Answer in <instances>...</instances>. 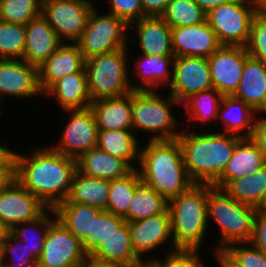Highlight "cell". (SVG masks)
<instances>
[{"instance_id":"91938a15","label":"cell","mask_w":266,"mask_h":267,"mask_svg":"<svg viewBox=\"0 0 266 267\" xmlns=\"http://www.w3.org/2000/svg\"><path fill=\"white\" fill-rule=\"evenodd\" d=\"M9 149V146H7L5 143H0V157Z\"/></svg>"},{"instance_id":"4316f807","label":"cell","mask_w":266,"mask_h":267,"mask_svg":"<svg viewBox=\"0 0 266 267\" xmlns=\"http://www.w3.org/2000/svg\"><path fill=\"white\" fill-rule=\"evenodd\" d=\"M264 165V156L258 144L252 138H242L237 143L223 174L213 186L222 188L228 181L251 175Z\"/></svg>"},{"instance_id":"f907efd6","label":"cell","mask_w":266,"mask_h":267,"mask_svg":"<svg viewBox=\"0 0 266 267\" xmlns=\"http://www.w3.org/2000/svg\"><path fill=\"white\" fill-rule=\"evenodd\" d=\"M170 0H141L143 14L145 16L161 17Z\"/></svg>"},{"instance_id":"f6af8a7d","label":"cell","mask_w":266,"mask_h":267,"mask_svg":"<svg viewBox=\"0 0 266 267\" xmlns=\"http://www.w3.org/2000/svg\"><path fill=\"white\" fill-rule=\"evenodd\" d=\"M200 249H184L177 248L171 251V248L167 249L166 256L159 259V257H153V259L160 267H204L202 262Z\"/></svg>"},{"instance_id":"30bf717a","label":"cell","mask_w":266,"mask_h":267,"mask_svg":"<svg viewBox=\"0 0 266 267\" xmlns=\"http://www.w3.org/2000/svg\"><path fill=\"white\" fill-rule=\"evenodd\" d=\"M95 6L91 0H42V16L63 43H77Z\"/></svg>"},{"instance_id":"4fadbf2b","label":"cell","mask_w":266,"mask_h":267,"mask_svg":"<svg viewBox=\"0 0 266 267\" xmlns=\"http://www.w3.org/2000/svg\"><path fill=\"white\" fill-rule=\"evenodd\" d=\"M168 92L180 103L190 95L213 88L208 58L175 57Z\"/></svg>"},{"instance_id":"8fae6325","label":"cell","mask_w":266,"mask_h":267,"mask_svg":"<svg viewBox=\"0 0 266 267\" xmlns=\"http://www.w3.org/2000/svg\"><path fill=\"white\" fill-rule=\"evenodd\" d=\"M68 122L61 130L57 143L50 146L62 154L78 159L82 154L97 147L98 127L90 107L84 109L64 110Z\"/></svg>"},{"instance_id":"5bb4252c","label":"cell","mask_w":266,"mask_h":267,"mask_svg":"<svg viewBox=\"0 0 266 267\" xmlns=\"http://www.w3.org/2000/svg\"><path fill=\"white\" fill-rule=\"evenodd\" d=\"M248 57L247 48L242 46H221L208 57L213 88L223 96L233 95Z\"/></svg>"},{"instance_id":"db71d44e","label":"cell","mask_w":266,"mask_h":267,"mask_svg":"<svg viewBox=\"0 0 266 267\" xmlns=\"http://www.w3.org/2000/svg\"><path fill=\"white\" fill-rule=\"evenodd\" d=\"M10 232L11 229L0 220V251Z\"/></svg>"},{"instance_id":"8992f818","label":"cell","mask_w":266,"mask_h":267,"mask_svg":"<svg viewBox=\"0 0 266 267\" xmlns=\"http://www.w3.org/2000/svg\"><path fill=\"white\" fill-rule=\"evenodd\" d=\"M178 106H181V103L169 92L164 97L157 90H133L132 128L134 133L149 132L148 140L177 139L182 132L179 129L182 122L174 116L176 114H173L172 108Z\"/></svg>"},{"instance_id":"f5cc1de1","label":"cell","mask_w":266,"mask_h":267,"mask_svg":"<svg viewBox=\"0 0 266 267\" xmlns=\"http://www.w3.org/2000/svg\"><path fill=\"white\" fill-rule=\"evenodd\" d=\"M80 267H122L118 264L99 260L93 256L87 255L84 262L80 265Z\"/></svg>"},{"instance_id":"2e32d148","label":"cell","mask_w":266,"mask_h":267,"mask_svg":"<svg viewBox=\"0 0 266 267\" xmlns=\"http://www.w3.org/2000/svg\"><path fill=\"white\" fill-rule=\"evenodd\" d=\"M43 98L38 82V68L22 59H0V102L4 97Z\"/></svg>"},{"instance_id":"11a10c76","label":"cell","mask_w":266,"mask_h":267,"mask_svg":"<svg viewBox=\"0 0 266 267\" xmlns=\"http://www.w3.org/2000/svg\"><path fill=\"white\" fill-rule=\"evenodd\" d=\"M135 267H160L153 259H143Z\"/></svg>"},{"instance_id":"f546056e","label":"cell","mask_w":266,"mask_h":267,"mask_svg":"<svg viewBox=\"0 0 266 267\" xmlns=\"http://www.w3.org/2000/svg\"><path fill=\"white\" fill-rule=\"evenodd\" d=\"M136 135L133 130H99L97 147L137 169L141 142Z\"/></svg>"},{"instance_id":"bcb514c9","label":"cell","mask_w":266,"mask_h":267,"mask_svg":"<svg viewBox=\"0 0 266 267\" xmlns=\"http://www.w3.org/2000/svg\"><path fill=\"white\" fill-rule=\"evenodd\" d=\"M107 4L110 5L107 13L122 19L128 26L146 17L143 14L141 0H109Z\"/></svg>"},{"instance_id":"9c48e42d","label":"cell","mask_w":266,"mask_h":267,"mask_svg":"<svg viewBox=\"0 0 266 267\" xmlns=\"http://www.w3.org/2000/svg\"><path fill=\"white\" fill-rule=\"evenodd\" d=\"M260 8L248 0L222 4L206 14V20L222 46L246 47L252 20Z\"/></svg>"},{"instance_id":"e575fe53","label":"cell","mask_w":266,"mask_h":267,"mask_svg":"<svg viewBox=\"0 0 266 267\" xmlns=\"http://www.w3.org/2000/svg\"><path fill=\"white\" fill-rule=\"evenodd\" d=\"M221 189L238 202L256 208L266 191V164L251 175L228 181Z\"/></svg>"},{"instance_id":"ffe728a7","label":"cell","mask_w":266,"mask_h":267,"mask_svg":"<svg viewBox=\"0 0 266 267\" xmlns=\"http://www.w3.org/2000/svg\"><path fill=\"white\" fill-rule=\"evenodd\" d=\"M136 34L140 54L167 56L174 55L171 42V27L161 18L146 16L129 25V33Z\"/></svg>"},{"instance_id":"e0dca14e","label":"cell","mask_w":266,"mask_h":267,"mask_svg":"<svg viewBox=\"0 0 266 267\" xmlns=\"http://www.w3.org/2000/svg\"><path fill=\"white\" fill-rule=\"evenodd\" d=\"M47 208L14 178L0 191V220L10 229L38 218Z\"/></svg>"},{"instance_id":"b9f144b4","label":"cell","mask_w":266,"mask_h":267,"mask_svg":"<svg viewBox=\"0 0 266 267\" xmlns=\"http://www.w3.org/2000/svg\"><path fill=\"white\" fill-rule=\"evenodd\" d=\"M125 222L124 218L108 211H101L97 216H93L92 237H86L81 242L85 253L90 255L103 240L115 233Z\"/></svg>"},{"instance_id":"836d02e7","label":"cell","mask_w":266,"mask_h":267,"mask_svg":"<svg viewBox=\"0 0 266 267\" xmlns=\"http://www.w3.org/2000/svg\"><path fill=\"white\" fill-rule=\"evenodd\" d=\"M222 97L223 95L221 93L215 88H212L190 95L181 103L179 108H184L183 111L186 114H183V116H186L184 118H187L188 123L191 124L193 121L192 125L198 121L201 122L200 125H205L210 122L216 123ZM189 120L191 121L189 122Z\"/></svg>"},{"instance_id":"60d3db41","label":"cell","mask_w":266,"mask_h":267,"mask_svg":"<svg viewBox=\"0 0 266 267\" xmlns=\"http://www.w3.org/2000/svg\"><path fill=\"white\" fill-rule=\"evenodd\" d=\"M42 0H0V20L26 25L41 15Z\"/></svg>"},{"instance_id":"7dc6e473","label":"cell","mask_w":266,"mask_h":267,"mask_svg":"<svg viewBox=\"0 0 266 267\" xmlns=\"http://www.w3.org/2000/svg\"><path fill=\"white\" fill-rule=\"evenodd\" d=\"M250 242L266 254V214L256 213Z\"/></svg>"},{"instance_id":"d6986e66","label":"cell","mask_w":266,"mask_h":267,"mask_svg":"<svg viewBox=\"0 0 266 267\" xmlns=\"http://www.w3.org/2000/svg\"><path fill=\"white\" fill-rule=\"evenodd\" d=\"M86 59L77 43H62L57 50L38 67V82L44 93L57 80L85 68Z\"/></svg>"},{"instance_id":"cb8c5ba5","label":"cell","mask_w":266,"mask_h":267,"mask_svg":"<svg viewBox=\"0 0 266 267\" xmlns=\"http://www.w3.org/2000/svg\"><path fill=\"white\" fill-rule=\"evenodd\" d=\"M99 130H133L132 92L90 103Z\"/></svg>"},{"instance_id":"f1b7e54d","label":"cell","mask_w":266,"mask_h":267,"mask_svg":"<svg viewBox=\"0 0 266 267\" xmlns=\"http://www.w3.org/2000/svg\"><path fill=\"white\" fill-rule=\"evenodd\" d=\"M90 256L122 267H135L141 261L132 248L127 222L103 240Z\"/></svg>"},{"instance_id":"484cf974","label":"cell","mask_w":266,"mask_h":267,"mask_svg":"<svg viewBox=\"0 0 266 267\" xmlns=\"http://www.w3.org/2000/svg\"><path fill=\"white\" fill-rule=\"evenodd\" d=\"M259 114L244 101L231 96H223L216 123L222 125L221 131L242 138H252Z\"/></svg>"},{"instance_id":"d6a6232c","label":"cell","mask_w":266,"mask_h":267,"mask_svg":"<svg viewBox=\"0 0 266 267\" xmlns=\"http://www.w3.org/2000/svg\"><path fill=\"white\" fill-rule=\"evenodd\" d=\"M167 209L168 200L140 177L136 181V191L131 199L127 214L123 218L127 223H133L164 213Z\"/></svg>"},{"instance_id":"6f0895ef","label":"cell","mask_w":266,"mask_h":267,"mask_svg":"<svg viewBox=\"0 0 266 267\" xmlns=\"http://www.w3.org/2000/svg\"><path fill=\"white\" fill-rule=\"evenodd\" d=\"M4 267H38L37 263L2 264Z\"/></svg>"},{"instance_id":"8d00e7d4","label":"cell","mask_w":266,"mask_h":267,"mask_svg":"<svg viewBox=\"0 0 266 267\" xmlns=\"http://www.w3.org/2000/svg\"><path fill=\"white\" fill-rule=\"evenodd\" d=\"M221 267H266V254L251 242L234 243L217 256Z\"/></svg>"},{"instance_id":"680465c9","label":"cell","mask_w":266,"mask_h":267,"mask_svg":"<svg viewBox=\"0 0 266 267\" xmlns=\"http://www.w3.org/2000/svg\"><path fill=\"white\" fill-rule=\"evenodd\" d=\"M248 1L257 5L260 9H264L266 7V0H248Z\"/></svg>"},{"instance_id":"f35d334b","label":"cell","mask_w":266,"mask_h":267,"mask_svg":"<svg viewBox=\"0 0 266 267\" xmlns=\"http://www.w3.org/2000/svg\"><path fill=\"white\" fill-rule=\"evenodd\" d=\"M161 18L171 28H176L205 22L206 13L194 0H170Z\"/></svg>"},{"instance_id":"6da1fadb","label":"cell","mask_w":266,"mask_h":267,"mask_svg":"<svg viewBox=\"0 0 266 267\" xmlns=\"http://www.w3.org/2000/svg\"><path fill=\"white\" fill-rule=\"evenodd\" d=\"M30 152V155L21 154L13 149V177L48 208L54 209L69 195L77 160L45 144L32 147Z\"/></svg>"},{"instance_id":"681fc988","label":"cell","mask_w":266,"mask_h":267,"mask_svg":"<svg viewBox=\"0 0 266 267\" xmlns=\"http://www.w3.org/2000/svg\"><path fill=\"white\" fill-rule=\"evenodd\" d=\"M252 139L258 144L260 151L263 153L266 164V116L259 115L252 135Z\"/></svg>"},{"instance_id":"52a82bcc","label":"cell","mask_w":266,"mask_h":267,"mask_svg":"<svg viewBox=\"0 0 266 267\" xmlns=\"http://www.w3.org/2000/svg\"><path fill=\"white\" fill-rule=\"evenodd\" d=\"M128 48L95 55L86 60L88 91L91 101L119 97L133 91L130 85ZM129 72V73H128Z\"/></svg>"},{"instance_id":"d590c367","label":"cell","mask_w":266,"mask_h":267,"mask_svg":"<svg viewBox=\"0 0 266 267\" xmlns=\"http://www.w3.org/2000/svg\"><path fill=\"white\" fill-rule=\"evenodd\" d=\"M56 219L54 209L47 208L38 218L14 226L10 233L18 240L26 243L30 251H33L34 255L39 259L43 251L49 226Z\"/></svg>"},{"instance_id":"5b68a950","label":"cell","mask_w":266,"mask_h":267,"mask_svg":"<svg viewBox=\"0 0 266 267\" xmlns=\"http://www.w3.org/2000/svg\"><path fill=\"white\" fill-rule=\"evenodd\" d=\"M256 213L254 207L238 202L223 189L208 184V225L212 220L220 230L218 243L211 249L214 258L231 244L251 241Z\"/></svg>"},{"instance_id":"3957f363","label":"cell","mask_w":266,"mask_h":267,"mask_svg":"<svg viewBox=\"0 0 266 267\" xmlns=\"http://www.w3.org/2000/svg\"><path fill=\"white\" fill-rule=\"evenodd\" d=\"M137 170L167 200L195 184L187 173L178 139L148 140L141 145Z\"/></svg>"},{"instance_id":"ab89813d","label":"cell","mask_w":266,"mask_h":267,"mask_svg":"<svg viewBox=\"0 0 266 267\" xmlns=\"http://www.w3.org/2000/svg\"><path fill=\"white\" fill-rule=\"evenodd\" d=\"M25 45V25L0 20V59H22Z\"/></svg>"},{"instance_id":"83f0119b","label":"cell","mask_w":266,"mask_h":267,"mask_svg":"<svg viewBox=\"0 0 266 267\" xmlns=\"http://www.w3.org/2000/svg\"><path fill=\"white\" fill-rule=\"evenodd\" d=\"M77 170L90 177L114 180L126 176L133 169L123 159L95 147L77 159Z\"/></svg>"},{"instance_id":"ee69618b","label":"cell","mask_w":266,"mask_h":267,"mask_svg":"<svg viewBox=\"0 0 266 267\" xmlns=\"http://www.w3.org/2000/svg\"><path fill=\"white\" fill-rule=\"evenodd\" d=\"M38 260L26 243L18 240L11 233L8 235L0 251L1 264L38 263Z\"/></svg>"},{"instance_id":"9f6ffc18","label":"cell","mask_w":266,"mask_h":267,"mask_svg":"<svg viewBox=\"0 0 266 267\" xmlns=\"http://www.w3.org/2000/svg\"><path fill=\"white\" fill-rule=\"evenodd\" d=\"M255 210L257 211V213L266 214V191Z\"/></svg>"},{"instance_id":"ac0fdd59","label":"cell","mask_w":266,"mask_h":267,"mask_svg":"<svg viewBox=\"0 0 266 267\" xmlns=\"http://www.w3.org/2000/svg\"><path fill=\"white\" fill-rule=\"evenodd\" d=\"M172 51L175 57H210L222 45L207 20L198 25L171 28Z\"/></svg>"},{"instance_id":"603a6c76","label":"cell","mask_w":266,"mask_h":267,"mask_svg":"<svg viewBox=\"0 0 266 267\" xmlns=\"http://www.w3.org/2000/svg\"><path fill=\"white\" fill-rule=\"evenodd\" d=\"M244 101L259 115L266 114V63L248 57L239 86L232 95Z\"/></svg>"},{"instance_id":"816d5d0a","label":"cell","mask_w":266,"mask_h":267,"mask_svg":"<svg viewBox=\"0 0 266 267\" xmlns=\"http://www.w3.org/2000/svg\"><path fill=\"white\" fill-rule=\"evenodd\" d=\"M200 8L208 14L211 10L215 9L216 7L227 4V3H233L238 0H194Z\"/></svg>"},{"instance_id":"277c9868","label":"cell","mask_w":266,"mask_h":267,"mask_svg":"<svg viewBox=\"0 0 266 267\" xmlns=\"http://www.w3.org/2000/svg\"><path fill=\"white\" fill-rule=\"evenodd\" d=\"M208 184H193L168 200L171 232L176 248L202 249L208 233Z\"/></svg>"},{"instance_id":"7a4b0ae2","label":"cell","mask_w":266,"mask_h":267,"mask_svg":"<svg viewBox=\"0 0 266 267\" xmlns=\"http://www.w3.org/2000/svg\"><path fill=\"white\" fill-rule=\"evenodd\" d=\"M191 126H182L184 129L177 138L187 173L194 183L213 185L223 174L242 137L220 130L188 131Z\"/></svg>"},{"instance_id":"7bdbcfd3","label":"cell","mask_w":266,"mask_h":267,"mask_svg":"<svg viewBox=\"0 0 266 267\" xmlns=\"http://www.w3.org/2000/svg\"><path fill=\"white\" fill-rule=\"evenodd\" d=\"M250 57L266 63V10L259 9L255 14L246 46Z\"/></svg>"},{"instance_id":"74e56055","label":"cell","mask_w":266,"mask_h":267,"mask_svg":"<svg viewBox=\"0 0 266 267\" xmlns=\"http://www.w3.org/2000/svg\"><path fill=\"white\" fill-rule=\"evenodd\" d=\"M140 178L137 169H133L126 176L110 180L107 211L115 216L124 217L136 191V181Z\"/></svg>"},{"instance_id":"7402d4cb","label":"cell","mask_w":266,"mask_h":267,"mask_svg":"<svg viewBox=\"0 0 266 267\" xmlns=\"http://www.w3.org/2000/svg\"><path fill=\"white\" fill-rule=\"evenodd\" d=\"M137 58V59H136ZM174 55L158 56V55H144L135 56L134 77H137L139 84L136 80L133 82L130 78V85L133 90H158L167 88L173 78V64ZM136 71V75H135ZM134 83V84H133ZM142 83V84H141ZM167 86V87H166Z\"/></svg>"},{"instance_id":"7c38bea8","label":"cell","mask_w":266,"mask_h":267,"mask_svg":"<svg viewBox=\"0 0 266 267\" xmlns=\"http://www.w3.org/2000/svg\"><path fill=\"white\" fill-rule=\"evenodd\" d=\"M86 256L77 237L56 219L49 226L37 264L38 267H79Z\"/></svg>"},{"instance_id":"1f68e13d","label":"cell","mask_w":266,"mask_h":267,"mask_svg":"<svg viewBox=\"0 0 266 267\" xmlns=\"http://www.w3.org/2000/svg\"><path fill=\"white\" fill-rule=\"evenodd\" d=\"M54 211L57 219L82 242L92 237L93 216L102 210L86 203L61 202Z\"/></svg>"},{"instance_id":"44dd1931","label":"cell","mask_w":266,"mask_h":267,"mask_svg":"<svg viewBox=\"0 0 266 267\" xmlns=\"http://www.w3.org/2000/svg\"><path fill=\"white\" fill-rule=\"evenodd\" d=\"M26 45L22 60L41 66L63 43L42 14L26 25Z\"/></svg>"},{"instance_id":"ba28073f","label":"cell","mask_w":266,"mask_h":267,"mask_svg":"<svg viewBox=\"0 0 266 267\" xmlns=\"http://www.w3.org/2000/svg\"><path fill=\"white\" fill-rule=\"evenodd\" d=\"M97 9L95 5L91 10L82 37L77 42L86 60L95 55L128 48L131 40L128 37L129 26L122 19Z\"/></svg>"},{"instance_id":"9a60e30c","label":"cell","mask_w":266,"mask_h":267,"mask_svg":"<svg viewBox=\"0 0 266 267\" xmlns=\"http://www.w3.org/2000/svg\"><path fill=\"white\" fill-rule=\"evenodd\" d=\"M131 245L135 254L141 259H151L148 253L154 252L162 245H171V251L177 249L171 232V216L169 209L148 218L128 223ZM144 255V256H143ZM147 257H146V256ZM148 256H151L148 258Z\"/></svg>"},{"instance_id":"d4e9b609","label":"cell","mask_w":266,"mask_h":267,"mask_svg":"<svg viewBox=\"0 0 266 267\" xmlns=\"http://www.w3.org/2000/svg\"><path fill=\"white\" fill-rule=\"evenodd\" d=\"M43 95L55 98L63 111L90 107L92 101L88 91L86 69L57 80Z\"/></svg>"},{"instance_id":"c3c4849f","label":"cell","mask_w":266,"mask_h":267,"mask_svg":"<svg viewBox=\"0 0 266 267\" xmlns=\"http://www.w3.org/2000/svg\"><path fill=\"white\" fill-rule=\"evenodd\" d=\"M13 178V149H8L0 157V191Z\"/></svg>"},{"instance_id":"4dcf8cb0","label":"cell","mask_w":266,"mask_h":267,"mask_svg":"<svg viewBox=\"0 0 266 267\" xmlns=\"http://www.w3.org/2000/svg\"><path fill=\"white\" fill-rule=\"evenodd\" d=\"M110 180L90 177L75 172L71 189L64 202L86 203L94 208L107 211Z\"/></svg>"}]
</instances>
